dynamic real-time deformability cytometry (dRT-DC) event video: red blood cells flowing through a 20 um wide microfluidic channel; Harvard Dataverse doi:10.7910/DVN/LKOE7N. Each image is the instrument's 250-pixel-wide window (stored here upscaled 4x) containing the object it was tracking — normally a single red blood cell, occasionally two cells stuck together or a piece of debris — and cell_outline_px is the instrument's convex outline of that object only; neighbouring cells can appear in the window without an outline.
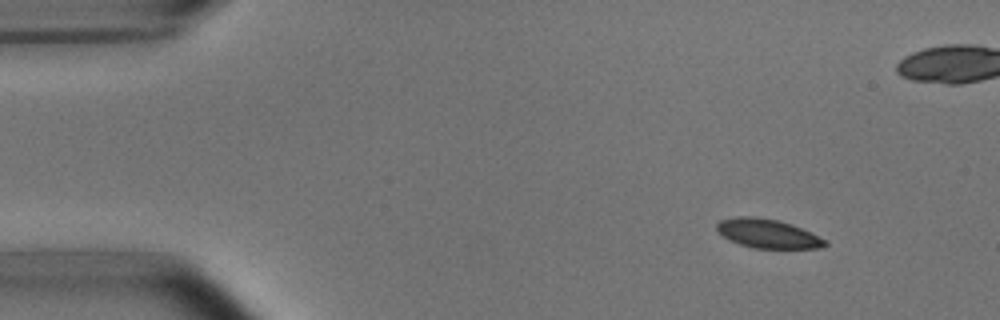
{"species": "common noctule bat (a hibernating species)", "species_latin": "Nyctalus noctula", "temperature_condition": "room temperature", "stored_images_in_passage": 4, "segment_of_instrument_passage": [1, 2], "camera_frame_rate_fps": 3000, "um_per_image_px": 0.085, "animal": {"sex": "male", "body_mass_g": 15.6}, "frame": {"image": 1, "passage_image": 1, "time_ms": 0.0, "image_size_px": [1000, 320], "cell_outline_px": [[828, 244], [820, 248], [752, 248], [728, 240], [716, 228], [716, 224], [720, 220], [736, 216], [756, 216], [776, 220], [792, 224], [828, 240]], "centroid_in_image_um": [65.26, 19.85], "position_along_channel_um": 19.7, "area_um2": 18.32}}